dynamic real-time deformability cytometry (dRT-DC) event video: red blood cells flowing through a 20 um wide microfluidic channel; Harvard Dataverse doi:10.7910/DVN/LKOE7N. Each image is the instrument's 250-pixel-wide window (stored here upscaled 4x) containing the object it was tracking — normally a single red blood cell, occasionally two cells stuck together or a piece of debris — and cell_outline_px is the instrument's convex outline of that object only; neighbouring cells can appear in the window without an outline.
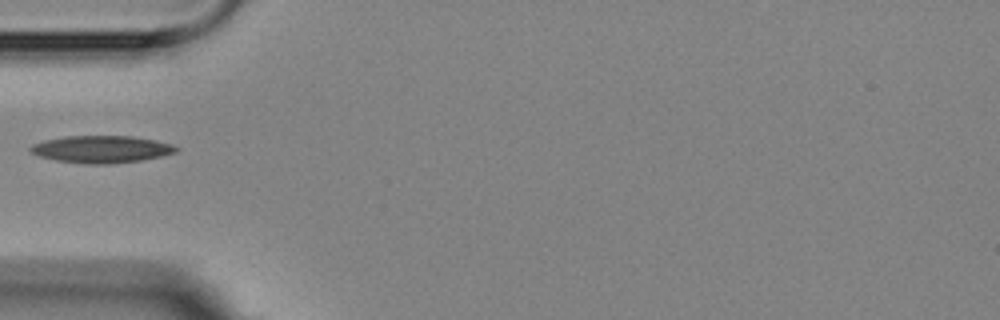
{"species": "Egyptian fruit bat (a non-hibernating species)", "species_latin": "Rousettus aegyptiacus", "temperature_condition": "room temperature", "stored_images_in_passage": 17, "camera_frame_rate_fps": 3000, "um_per_image_px": 0.085, "animal": {"sex": "female"}, "frame": {"image": 1, "passage_image": 6, "time_ms": 5.667, "image_size_px": [1000, 320], "cell_outline_px": [[180, 148], [176, 152], [164, 156], [140, 160], [108, 164], [88, 164], [56, 160], [40, 156], [32, 152], [28, 148], [32, 144], [44, 140], [64, 136], [132, 136], [156, 140], [172, 144]], "centroid_in_image_um": [8.65, 12.68], "position_along_channel_um": 76.4, "area_um2": 23.12}}
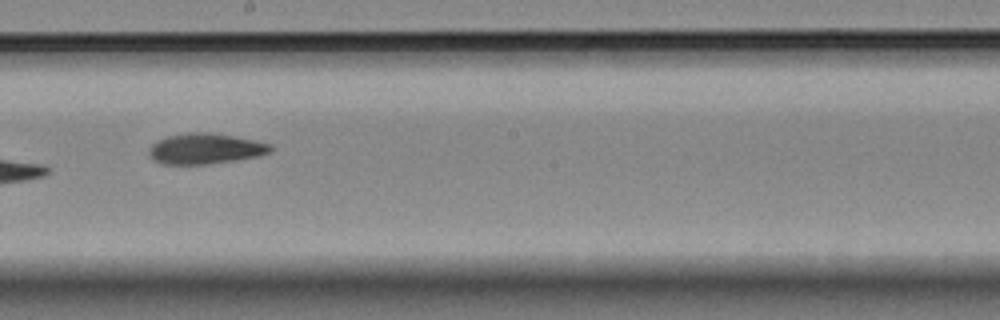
{"frame": {"image": 2, "passage_image": 10, "time_ms": 10.0, "image_size_px": [1000, 320], "cell_outline_px": [[272, 152], [260, 156], [236, 160], [208, 164], [160, 164], [152, 160], [148, 152], [148, 148], [156, 140], [168, 136], [188, 132], [208, 132], [232, 136], [272, 144]], "centroid_in_image_um": [17.42, 12.64], "position_along_channel_um": 230.8, "area_um2": 21.85}}
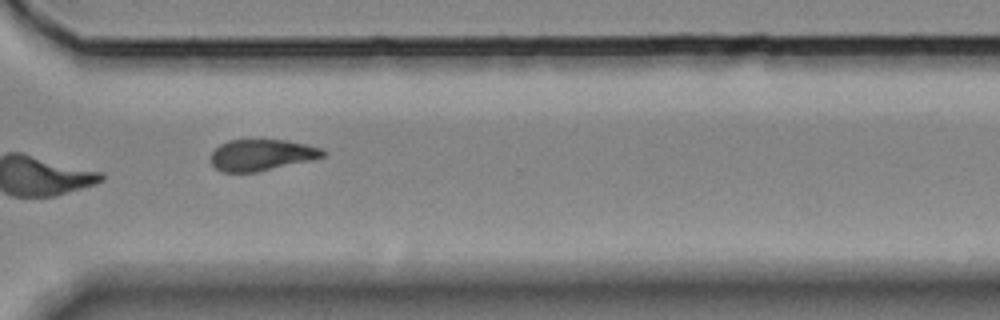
{"frame": {"image": 3, "passage_image": 13, "time_ms": 13.333, "image_size_px": [1000, 320], "cell_outline_px": [[328, 152], [324, 156], [312, 160], [256, 172], [224, 172], [216, 168], [212, 164], [212, 152], [220, 144], [228, 140], [284, 140], [324, 148]], "centroid_in_image_um": [22.28, 13.17], "position_along_channel_um": 348.3, "area_um2": 20.35}, "authors_computed_cell_mechanics": {"area_um2": 22.0796, "velocity_mm_per_s": 3.5387, "shape_relaxation_time_tau1_ms": 10.8015, "shape_relaxation_time_tau2_ms": null, "deformation_change_tau1": 0.2161, "deformation_change_tau2": null}}